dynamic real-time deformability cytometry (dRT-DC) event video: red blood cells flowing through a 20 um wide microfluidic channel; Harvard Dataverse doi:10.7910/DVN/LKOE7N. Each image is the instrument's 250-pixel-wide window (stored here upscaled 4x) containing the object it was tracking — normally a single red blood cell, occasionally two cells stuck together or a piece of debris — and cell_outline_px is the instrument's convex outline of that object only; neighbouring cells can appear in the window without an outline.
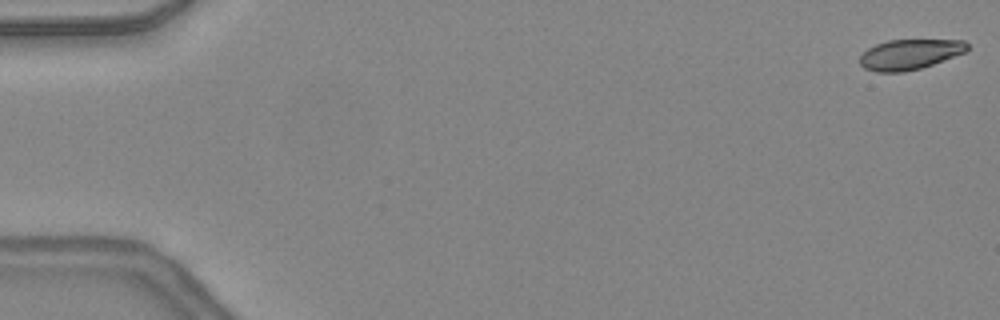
{"species": "common noctule bat (a hibernating species)", "species_latin": "Nyctalus noctula", "temperature_condition": "warm", "stored_images_in_passage": 7, "camera_frame_rate_fps": 3000, "um_per_image_px": 0.085, "animal": {"sex": "female", "body_mass_g": 24.6, "forearm_length_mm": 56.2}, "frame": {"image": 1, "passage_image": 1, "time_ms": 0.0, "image_size_px": [1000, 320], "cell_outline_px": [[968, 48], [964, 52], [932, 64], [920, 68], [904, 72], [876, 72], [864, 68], [860, 64], [860, 56], [868, 48], [876, 44], [888, 40], [964, 40], [968, 44]], "centroid_in_image_um": [77.29, 4.62], "position_along_channel_um": 7.7, "area_um2": 18.73}}